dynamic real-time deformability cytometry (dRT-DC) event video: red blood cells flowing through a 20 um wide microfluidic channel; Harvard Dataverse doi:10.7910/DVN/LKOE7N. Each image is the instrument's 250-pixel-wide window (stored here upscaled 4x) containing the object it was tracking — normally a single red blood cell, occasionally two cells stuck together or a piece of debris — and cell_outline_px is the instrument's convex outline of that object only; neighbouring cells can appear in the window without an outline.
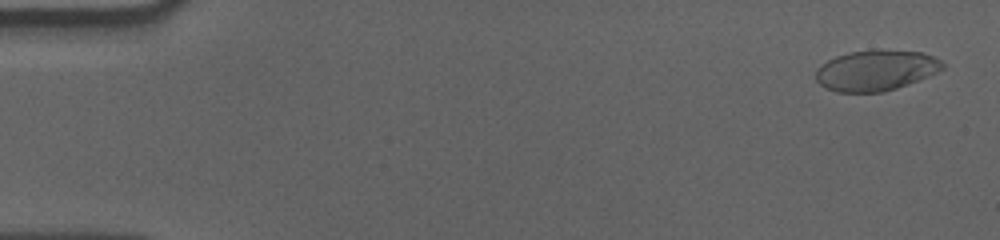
{"species": "human", "species_latin": "Homo sapiens", "temperature_condition": "cold", "stored_images_in_passage": 57, "camera_frame_rate_fps": 3000, "um_per_image_px": 0.085, "donor": {"sex": "male"}, "frame": {"image": 1, "passage_image": 2, "time_ms": 0.333, "image_size_px": [1000, 240], "cell_outline_px": [[944, 68], [928, 76], [908, 84], [884, 92], [836, 92], [820, 84], [816, 80], [816, 68], [820, 64], [836, 56], [848, 52], [924, 52], [940, 60], [944, 64]], "centroid_in_image_um": [74.42, 6.02], "position_along_channel_um": 10.6, "area_um2": 29.25}}
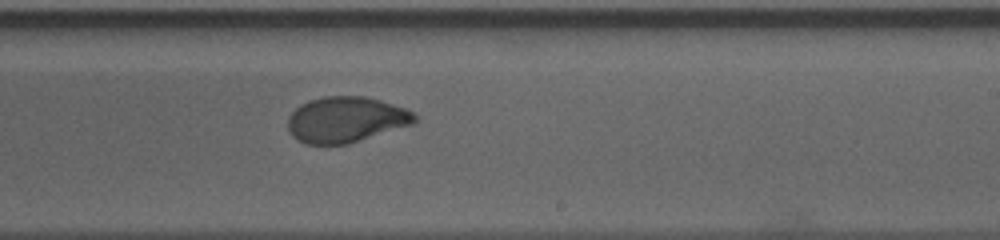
{"frame": {"image": 2, "passage_image": 35, "time_ms": 11.333, "image_size_px": [1000, 240], "cell_outline_px": [[420, 120], [412, 124], [348, 144], [308, 144], [296, 140], [292, 136], [288, 128], [288, 116], [300, 104], [308, 100], [324, 96], [364, 96], [380, 100], [404, 108], [420, 116]], "centroid_in_image_um": [29.4, 10.16], "position_along_channel_um": 259.6, "area_um2": 33.93}}
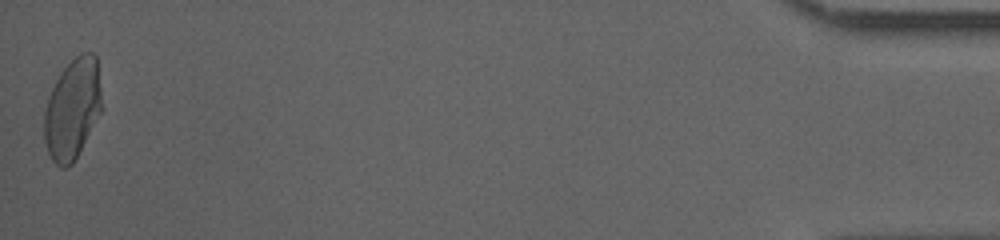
{"frame": {"image": 3, "passage_image": 57, "time_ms": 18.667, "image_size_px": [1000, 240], "cell_outline_px": [[104, 108], [72, 164], [68, 168], [60, 168], [52, 160], [48, 152], [44, 140], [44, 112], [48, 96], [60, 72], [80, 52], [92, 52], [96, 56]], "centroid_in_image_um": [6.18, 9.26], "position_along_channel_um": 429.0, "area_um2": 34.1}, "authors_computed_cell_mechanics": {"area_um2": 33.9286, "velocity_mm_per_s": 3.5609, "shape_relaxation_time_tau1_ms": 6.1593, "shape_relaxation_time_tau2_ms": 0.7959, "deformation_change_tau1": 0.1807, "deformation_change_tau2": 0.0493}}